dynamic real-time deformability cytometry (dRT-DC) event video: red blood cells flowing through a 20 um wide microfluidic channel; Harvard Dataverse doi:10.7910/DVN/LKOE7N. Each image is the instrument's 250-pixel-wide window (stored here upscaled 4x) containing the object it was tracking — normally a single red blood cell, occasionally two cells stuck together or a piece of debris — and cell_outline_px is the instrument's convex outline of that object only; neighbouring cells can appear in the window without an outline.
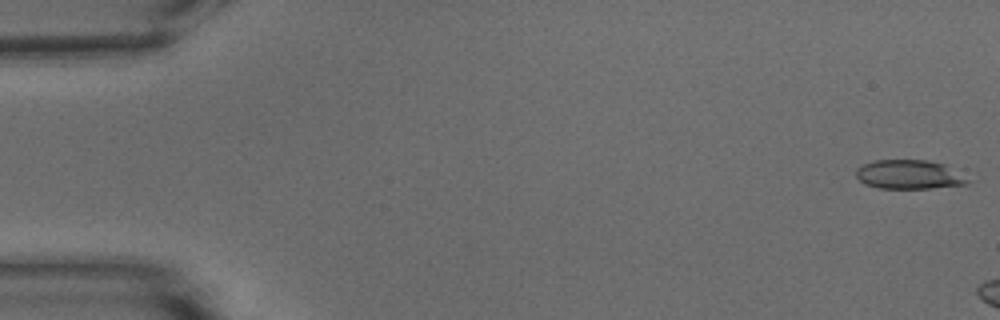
{"species": "common noctule bat (a hibernating species)", "species_latin": "Nyctalus noctula", "temperature_condition": "warm", "stored_images_in_passage": 7, "camera_frame_rate_fps": 3000, "um_per_image_px": 0.085, "animal": {"sex": "male", "body_mass_g": 15.6}, "frame": {"image": 1, "passage_image": 1, "time_ms": 0.0, "image_size_px": [1000, 320], "cell_outline_px": [[968, 184], [932, 188], [880, 188], [864, 184], [856, 176], [856, 168], [864, 164], [876, 160], [928, 160], [944, 164], [968, 180]], "centroid_in_image_um": [77.22, 14.83], "position_along_channel_um": 7.8, "area_um2": 18.61}}